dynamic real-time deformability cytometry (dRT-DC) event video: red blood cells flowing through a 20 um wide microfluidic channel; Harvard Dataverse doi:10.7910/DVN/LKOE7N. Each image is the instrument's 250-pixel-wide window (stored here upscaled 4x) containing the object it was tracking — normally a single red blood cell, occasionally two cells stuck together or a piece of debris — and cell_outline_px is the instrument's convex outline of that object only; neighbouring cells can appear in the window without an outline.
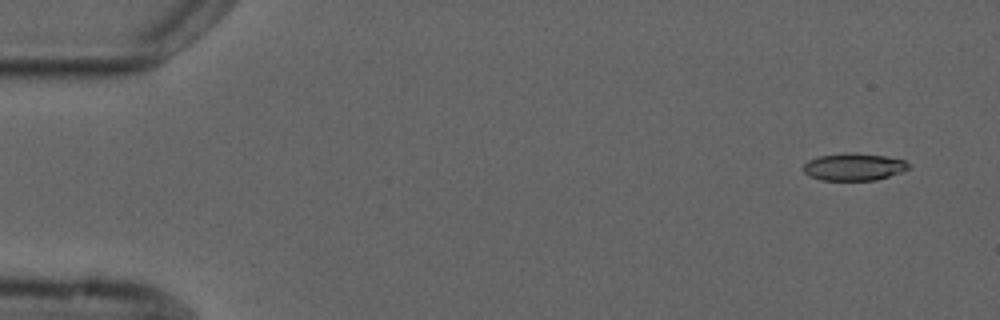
{"species": "common noctule bat (a hibernating species)", "species_latin": "Nyctalus noctula", "temperature_condition": "cold", "stored_images_in_passage": 7, "camera_frame_rate_fps": 3000, "um_per_image_px": 0.085, "animal": {"sex": "male", "forearm_length_mm": 52.5}, "frame": {"image": 1, "passage_image": 1, "time_ms": 0.0, "image_size_px": [1000, 320], "cell_outline_px": [[908, 168], [900, 172], [876, 180], [820, 180], [804, 172], [804, 164], [808, 160], [820, 156], [844, 152], [856, 152], [884, 156], [904, 160], [908, 164]], "centroid_in_image_um": [72.55, 14.17], "position_along_channel_um": 12.4, "area_um2": 16.59}}
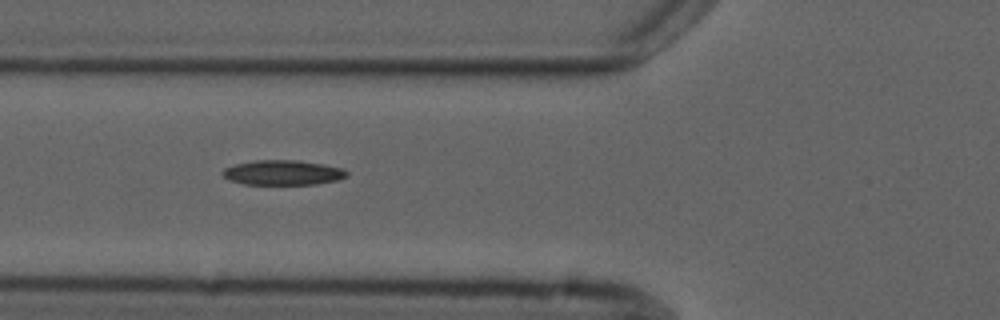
{"frame": {"image": 2, "passage_image": 6, "time_ms": 5.667, "image_size_px": [1000, 320], "cell_outline_px": [[348, 176], [340, 180], [316, 184], [244, 184], [228, 180], [220, 172], [224, 168], [236, 164], [256, 160], [296, 160], [324, 164], [340, 168], [348, 172]], "centroid_in_image_um": [24.04, 14.67], "position_along_channel_um": 101.8, "area_um2": 18.03}}
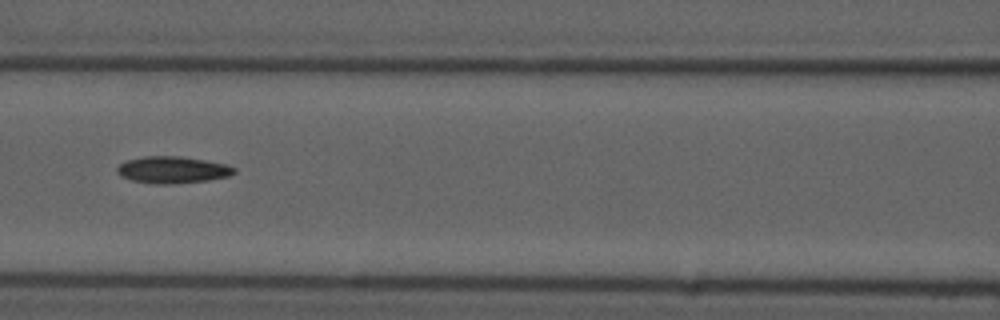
{"frame": {"image": 3, "passage_image": 7, "time_ms": 7.0, "image_size_px": [1000, 320], "cell_outline_px": [[236, 172], [228, 176], [204, 180], [172, 184], [152, 184], [132, 180], [120, 176], [116, 172], [116, 168], [120, 164], [128, 160], [144, 156], [180, 156], [204, 160], [224, 164], [236, 168]], "centroid_in_image_um": [14.62, 14.43], "position_along_channel_um": 152.0, "area_um2": 18.15}}